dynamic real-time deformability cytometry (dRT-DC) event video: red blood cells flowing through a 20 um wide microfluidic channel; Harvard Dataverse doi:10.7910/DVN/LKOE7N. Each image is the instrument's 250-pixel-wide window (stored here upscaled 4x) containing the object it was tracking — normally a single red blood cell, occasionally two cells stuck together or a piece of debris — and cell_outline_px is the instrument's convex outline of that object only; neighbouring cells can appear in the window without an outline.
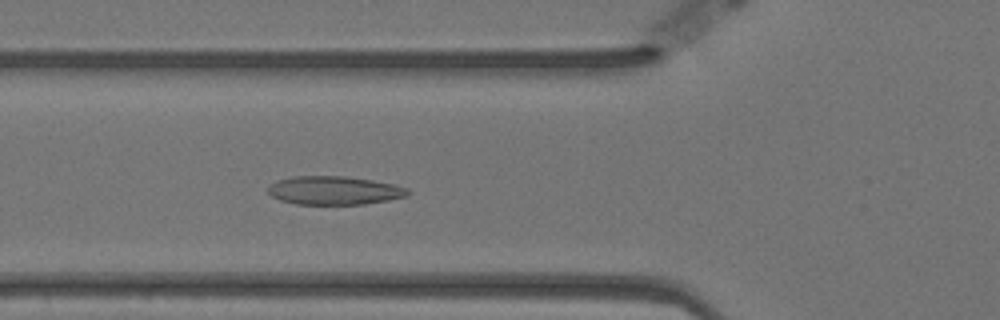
{"species": "Egyptian fruit bat (a non-hibernating species)", "species_latin": "Rousettus aegyptiacus", "temperature_condition": "warm", "stored_images_in_passage": 57, "camera_frame_rate_fps": 3000, "um_per_image_px": 0.085, "animal": {"sex": "female"}, "frame": {"image": 1, "passage_image": 20, "time_ms": 6.333, "image_size_px": [1000, 320], "cell_outline_px": [[412, 192], [408, 196], [388, 200], [364, 204], [296, 204], [280, 200], [272, 196], [268, 192], [268, 188], [276, 180], [296, 176], [344, 176], [372, 180], [392, 184], [408, 188]], "centroid_in_image_um": [28.44, 16.19], "position_along_channel_um": 97.4, "area_um2": 23.18}}
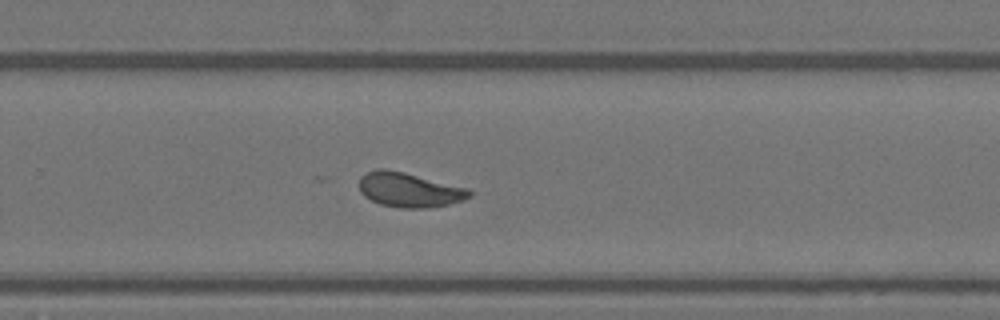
{"frame": {"image": 2, "passage_image": 37, "time_ms": 12.0, "image_size_px": [1000, 320], "cell_outline_px": [[472, 196], [464, 200], [448, 204], [428, 208], [400, 208], [380, 204], [364, 196], [360, 192], [360, 176], [364, 172], [376, 168], [384, 168], [404, 172], [468, 188], [472, 192]], "centroid_in_image_um": [34.77, 16.13], "position_along_channel_um": 295.0, "area_um2": 22.37}}
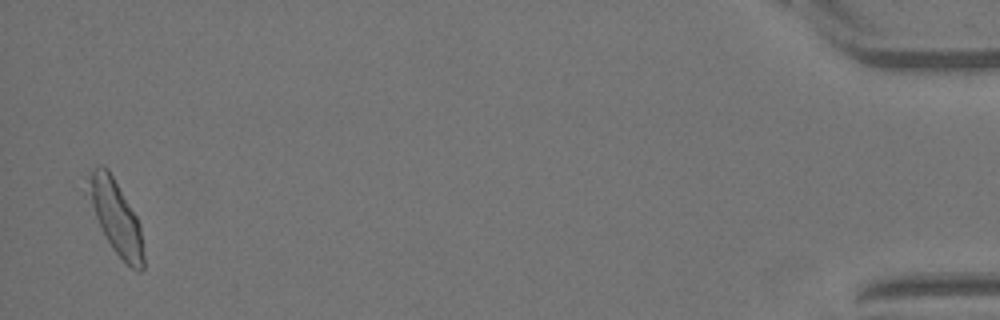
{"frame": {"image": 3, "passage_image": 56, "time_ms": 18.333, "image_size_px": [1000, 320], "cell_outline_px": [[144, 268], [140, 272], [132, 268], [112, 248], [96, 216], [92, 204], [84, 176], [92, 168], [100, 164], [108, 168], [136, 216], [140, 224], [144, 256]], "centroid_in_image_um": [9.85, 18.4], "position_along_channel_um": 425.4, "area_um2": 23.29}, "authors_computed_cell_mechanics": {"area_um2": 22.3686, "velocity_mm_per_s": 3.5006, "shape_relaxation_time_tau1_ms": 6.4254, "shape_relaxation_time_tau2_ms": 1.4463, "deformation_change_tau1": 0.1902, "deformation_change_tau2": 0.0714}}